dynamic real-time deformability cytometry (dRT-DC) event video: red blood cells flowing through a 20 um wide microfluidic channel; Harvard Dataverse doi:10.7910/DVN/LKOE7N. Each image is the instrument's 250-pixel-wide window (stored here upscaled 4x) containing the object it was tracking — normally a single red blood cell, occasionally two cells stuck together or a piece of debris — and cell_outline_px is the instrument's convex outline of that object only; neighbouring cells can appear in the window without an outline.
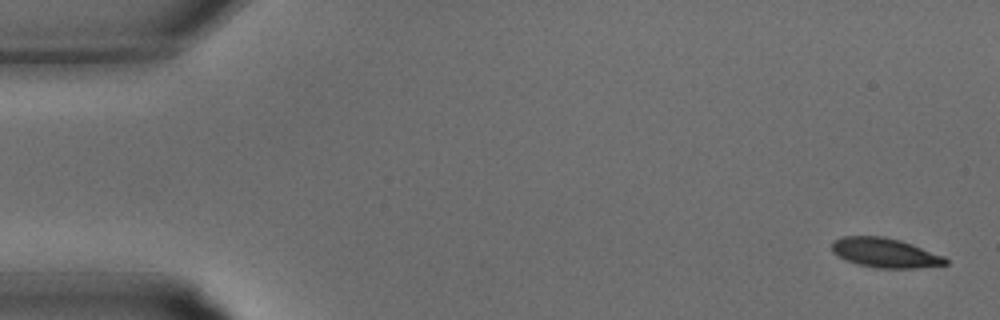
{"species": "common noctule bat (a hibernating species)", "species_latin": "Nyctalus noctula", "temperature_condition": "warm", "stored_images_in_passage": 33, "camera_frame_rate_fps": 3000, "um_per_image_px": 0.085, "animal": {"sex": "male", "body_mass_g": 15.6}, "frame": {"image": 1, "passage_image": 1, "time_ms": 0.0, "image_size_px": [1000, 320], "cell_outline_px": [[948, 264], [916, 268], [876, 268], [856, 264], [844, 260], [836, 256], [832, 252], [832, 240], [844, 236], [884, 236], [900, 240], [912, 244], [944, 256], [948, 260]], "centroid_in_image_um": [75.19, 21.49], "position_along_channel_um": 9.8, "area_um2": 19.77}}
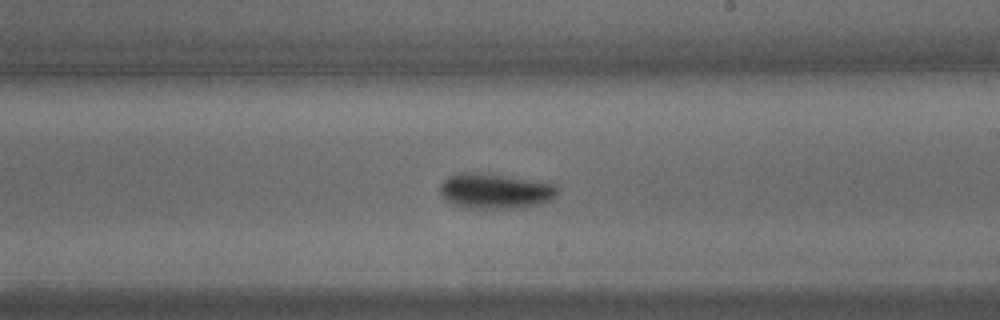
{"frame": {"image": 2, "passage_image": 19, "time_ms": 6.0, "image_size_px": [1000, 320], "cell_outline_px": [[560, 192], [552, 200], [540, 204], [512, 208], [464, 208], [448, 200], [440, 192], [440, 184], [448, 176], [464, 172], [480, 172], [556, 184], [560, 188]], "centroid_in_image_um": [42.14, 16.23], "position_along_channel_um": 246.9, "area_um2": 24.04}}
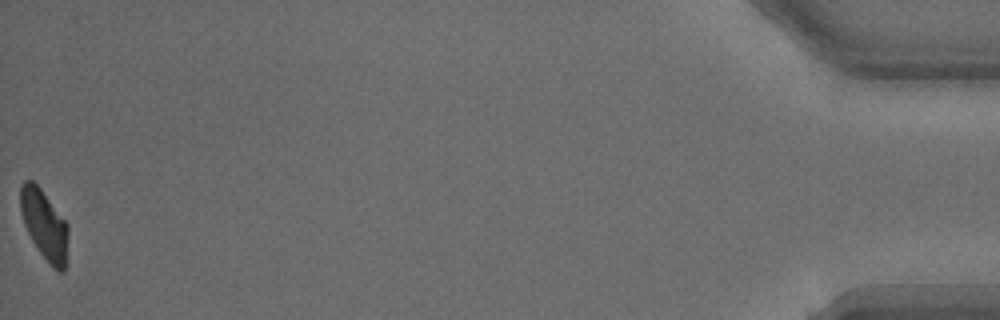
{"frame": {"image": 3, "passage_image": 33, "time_ms": 10.667, "image_size_px": [1000, 320], "cell_outline_px": [[68, 232], [64, 272], [60, 272], [52, 268], [48, 264], [32, 240], [24, 224], [20, 212], [20, 184], [24, 180], [32, 180], [40, 188], [68, 224]], "centroid_in_image_um": [3.75, 19.1], "position_along_channel_um": 431.4, "area_um2": 19.31}}